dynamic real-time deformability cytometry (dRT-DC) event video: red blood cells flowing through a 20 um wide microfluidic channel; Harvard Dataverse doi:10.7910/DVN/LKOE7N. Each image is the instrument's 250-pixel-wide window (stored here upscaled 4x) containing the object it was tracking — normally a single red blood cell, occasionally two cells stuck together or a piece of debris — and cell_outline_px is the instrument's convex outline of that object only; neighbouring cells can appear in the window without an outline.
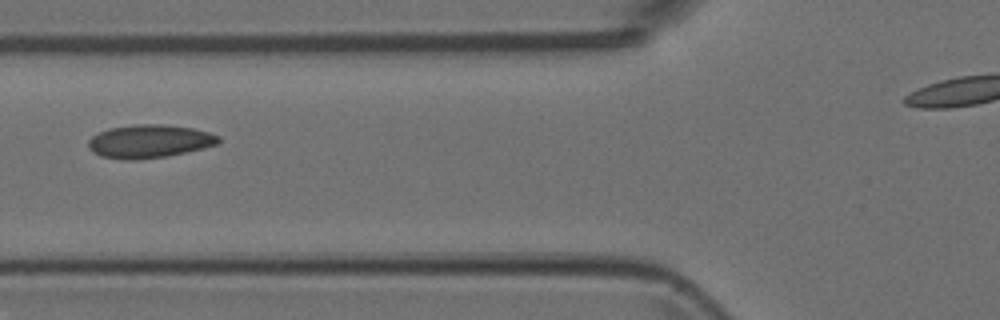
{"species": "Egyptian fruit bat (a non-hibernating species)", "species_latin": "Rousettus aegyptiacus", "temperature_condition": "room temperature", "stored_images_in_passage": 6, "camera_frame_rate_fps": 3000, "um_per_image_px": 0.085, "animal": {"sex": "female"}, "frame": {"image": 1, "passage_image": 5, "time_ms": 1.333, "image_size_px": [1000, 320], "cell_outline_px": [[220, 144], [168, 156], [136, 160], [128, 160], [100, 156], [92, 152], [88, 148], [88, 140], [92, 136], [108, 128], [136, 124], [160, 124], [192, 128], [208, 132], [220, 136]], "centroid_in_image_um": [12.69, 12.01], "position_along_channel_um": 113.1, "area_um2": 25.32}}
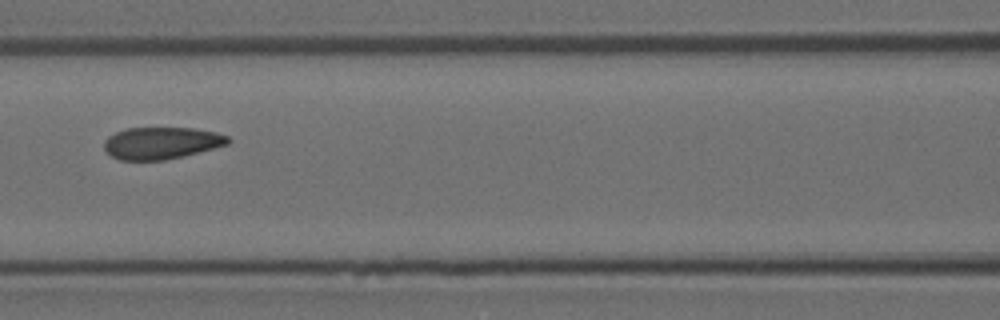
{"frame": {"image": 2, "passage_image": 6, "time_ms": 1.667, "image_size_px": [1000, 320], "cell_outline_px": [[232, 140], [228, 144], [184, 156], [164, 160], [120, 160], [112, 156], [104, 148], [104, 140], [108, 136], [124, 128], [192, 128], [216, 132], [228, 136]], "centroid_in_image_um": [13.72, 12.15], "position_along_channel_um": 152.9, "area_um2": 23.12}}